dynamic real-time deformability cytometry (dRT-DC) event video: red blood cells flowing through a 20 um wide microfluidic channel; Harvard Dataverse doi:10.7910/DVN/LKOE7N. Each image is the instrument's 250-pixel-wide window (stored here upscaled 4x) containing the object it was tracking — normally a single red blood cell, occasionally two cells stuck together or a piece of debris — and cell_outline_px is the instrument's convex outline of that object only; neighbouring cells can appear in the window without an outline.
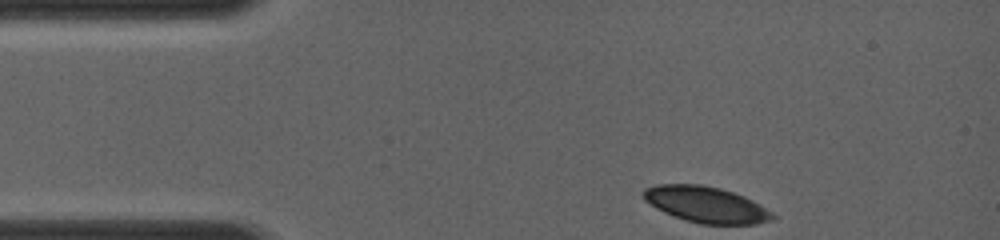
{"species": "common noctule bat (a hibernating species)", "species_latin": "Nyctalus noctula", "temperature_condition": "room temperature", "stored_images_in_passage": 7, "camera_frame_rate_fps": 4000, "um_per_image_px": 0.085, "animal": {"sex": "female", "body_mass_g": 19.0, "forearm_length_mm": 56.7}, "frame": {"image": 1, "passage_image": 1, "time_ms": 0.0, "image_size_px": [1000, 240], "cell_outline_px": [[776, 216], [772, 220], [756, 224], [700, 224], [664, 212], [656, 208], [644, 200], [640, 192], [644, 188], [656, 184], [700, 184], [720, 188], [744, 196], [752, 200], [772, 212]], "centroid_in_image_um": [59.99, 17.38], "position_along_channel_um": 25.0, "area_um2": 27.11}}
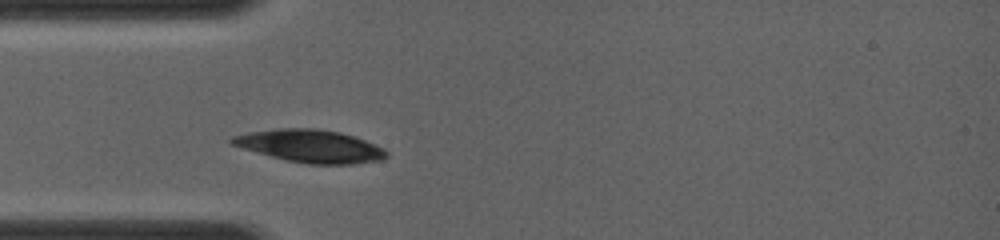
{"frame": {"image": 2, "passage_image": 6, "time_ms": 2.0, "image_size_px": [1000, 240], "cell_outline_px": [[388, 156], [384, 160], [352, 164], [308, 164], [288, 160], [256, 152], [232, 144], [228, 140], [232, 136], [248, 132], [280, 128], [316, 128], [340, 132], [364, 140], [384, 148], [388, 152]], "centroid_in_image_um": [26.41, 12.41], "position_along_channel_um": 58.6, "area_um2": 29.3}}